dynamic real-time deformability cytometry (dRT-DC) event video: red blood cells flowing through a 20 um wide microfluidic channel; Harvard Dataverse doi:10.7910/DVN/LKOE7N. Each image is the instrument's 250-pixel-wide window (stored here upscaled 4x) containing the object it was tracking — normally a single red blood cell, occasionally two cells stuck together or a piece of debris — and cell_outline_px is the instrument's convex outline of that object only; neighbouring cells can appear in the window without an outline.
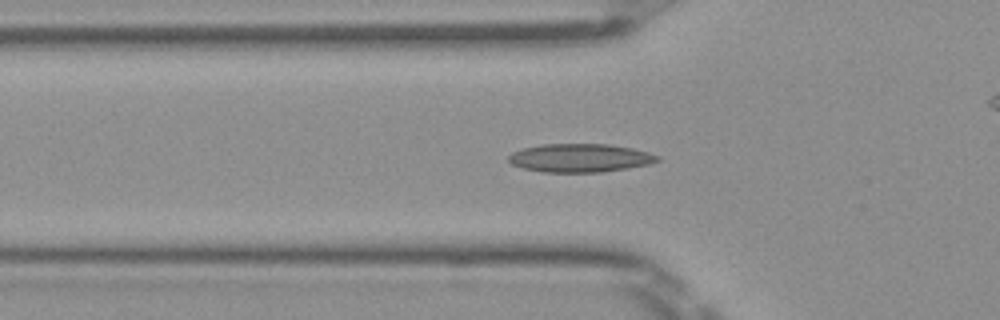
{"species": "Egyptian fruit bat (a non-hibernating species)", "species_latin": "Rousettus aegyptiacus", "temperature_condition": "room temperature", "stored_images_in_passage": 41, "camera_frame_rate_fps": 3000, "um_per_image_px": 0.085, "frame": {"image": 1, "passage_image": 7, "time_ms": 2.0, "image_size_px": [1000, 320], "cell_outline_px": [[660, 160], [648, 164], [628, 168], [604, 172], [544, 172], [524, 168], [512, 164], [508, 160], [508, 156], [512, 152], [520, 148], [544, 144], [608, 144], [632, 148], [648, 152], [660, 156]], "centroid_in_image_um": [49.3, 13.42], "position_along_channel_um": 76.5, "area_um2": 24.68}}
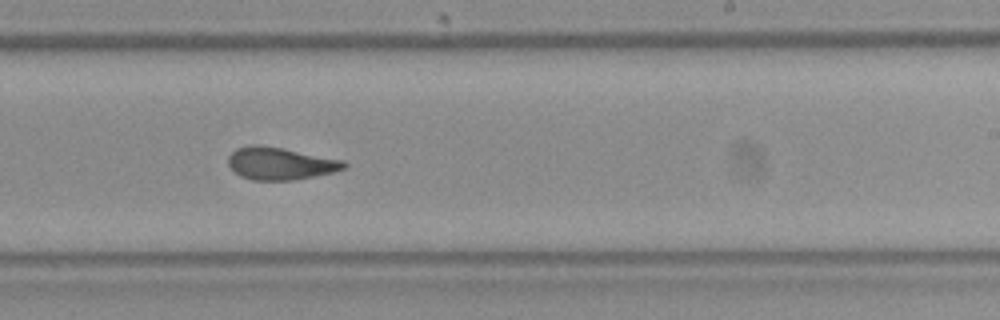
{"frame": {"image": 2, "passage_image": 21, "time_ms": 6.667, "image_size_px": [1000, 320], "cell_outline_px": [[348, 168], [332, 172], [292, 180], [252, 180], [240, 176], [228, 164], [228, 156], [236, 148], [252, 144], [260, 144], [284, 148], [344, 160], [348, 164]], "centroid_in_image_um": [23.83, 13.88], "position_along_channel_um": 265.2, "area_um2": 21.96}}
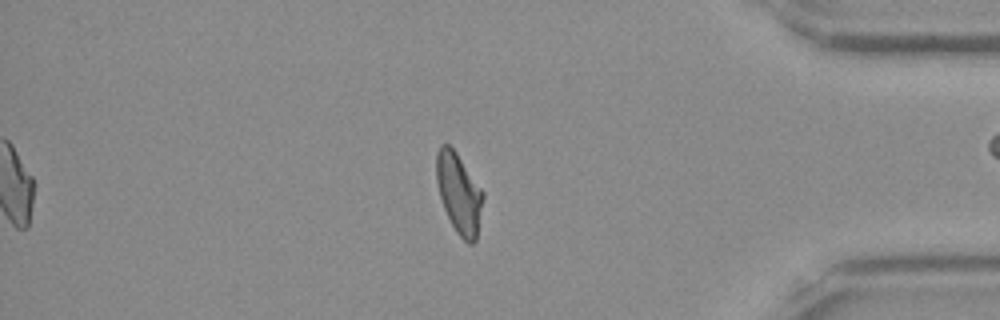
{"frame": {"image": 3, "passage_image": 33, "time_ms": 10.667, "image_size_px": [1000, 320], "cell_outline_px": [[484, 196], [476, 240], [472, 244], [468, 244], [456, 232], [444, 208], [440, 196], [436, 180], [436, 152], [440, 144], [448, 144], [456, 152], [484, 192]], "centroid_in_image_um": [39.01, 16.42], "position_along_channel_um": 396.2, "area_um2": 21.68}, "authors_computed_cell_mechanics": {"area_um2": 21.964, "velocity_mm_per_s": 4.0299, "shape_relaxation_time_tau1_ms": 5.3691, "shape_relaxation_time_tau2_ms": 1.3769, "deformation_change_tau1": 0.1677, "deformation_change_tau2": 0.0879}}